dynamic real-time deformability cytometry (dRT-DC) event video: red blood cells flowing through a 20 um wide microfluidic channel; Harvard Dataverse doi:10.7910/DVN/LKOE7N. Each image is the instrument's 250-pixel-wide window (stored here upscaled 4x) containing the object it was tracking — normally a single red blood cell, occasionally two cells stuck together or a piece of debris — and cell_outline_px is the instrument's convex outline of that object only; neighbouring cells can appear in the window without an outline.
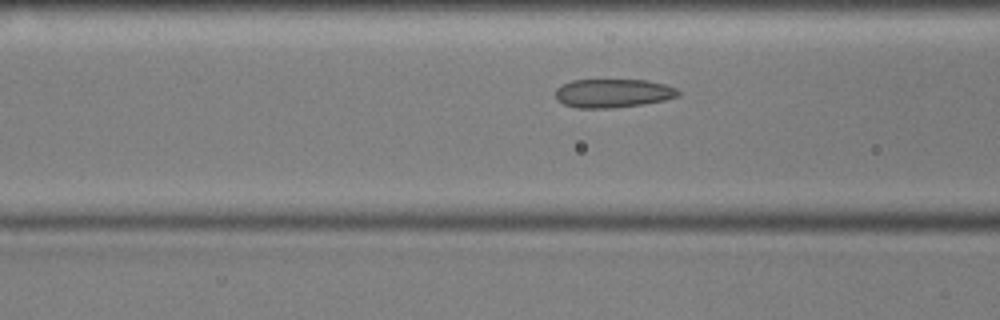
{"species": "common noctule bat (a hibernating species)", "species_latin": "Nyctalus noctula", "temperature_condition": "cold", "stored_images_in_passage": 49, "camera_frame_rate_fps": 3000, "um_per_image_px": 0.085, "animal": {"sex": "male", "body_mass_g": 17.9, "forearm_length_mm": 54.2}, "frame": {"image": 1, "passage_image": 14, "time_ms": 4.333, "image_size_px": [1000, 320], "cell_outline_px": [[680, 96], [664, 100], [644, 104], [612, 108], [576, 108], [564, 104], [556, 100], [556, 88], [560, 84], [572, 80], [644, 80], [664, 84], [676, 88], [680, 92]], "centroid_in_image_um": [52.08, 7.93], "position_along_channel_um": 114.5, "area_um2": 20.63}}
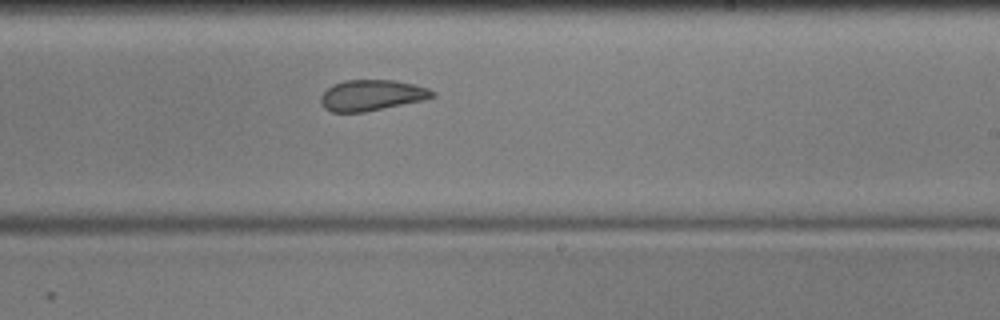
{"frame": {"image": 2, "passage_image": 26, "time_ms": 8.333, "image_size_px": [1000, 320], "cell_outline_px": [[436, 96], [420, 100], [364, 112], [332, 112], [324, 108], [320, 104], [320, 96], [332, 84], [344, 80], [392, 80], [416, 84], [428, 88], [436, 92]], "centroid_in_image_um": [31.56, 8.08], "position_along_channel_um": 257.4, "area_um2": 20.0}}
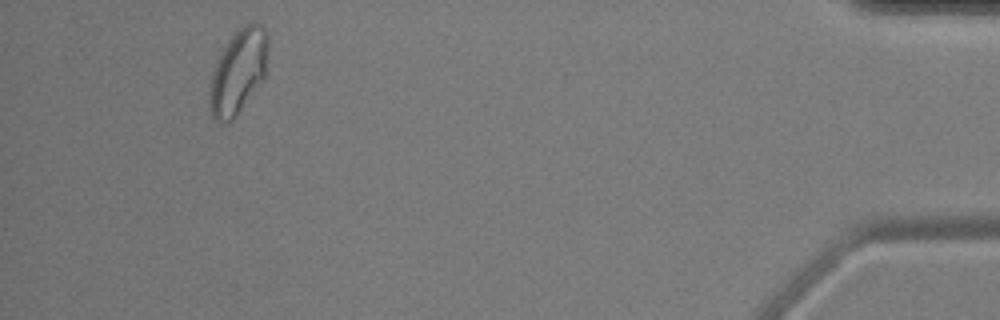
{"frame": {"image": 3, "passage_image": 45, "time_ms": 14.667, "image_size_px": [1000, 320], "cell_outline_px": [[268, 44], [264, 76], [236, 116], [228, 124], [216, 120], [212, 116], [208, 104], [208, 88], [212, 72], [216, 60], [232, 36], [244, 24], [252, 20], [256, 20], [268, 32]], "centroid_in_image_um": [20.22, 6.07], "position_along_channel_um": 415.0, "area_um2": 28.78}, "authors_computed_cell_mechanics": {"area_um2": 22.3686, "velocity_mm_per_s": 3.5696, "shape_relaxation_time_tau1_ms": null, "shape_relaxation_time_tau2_ms": 1.8328, "deformation_change_tau1": null, "deformation_change_tau2": 0.0749}}